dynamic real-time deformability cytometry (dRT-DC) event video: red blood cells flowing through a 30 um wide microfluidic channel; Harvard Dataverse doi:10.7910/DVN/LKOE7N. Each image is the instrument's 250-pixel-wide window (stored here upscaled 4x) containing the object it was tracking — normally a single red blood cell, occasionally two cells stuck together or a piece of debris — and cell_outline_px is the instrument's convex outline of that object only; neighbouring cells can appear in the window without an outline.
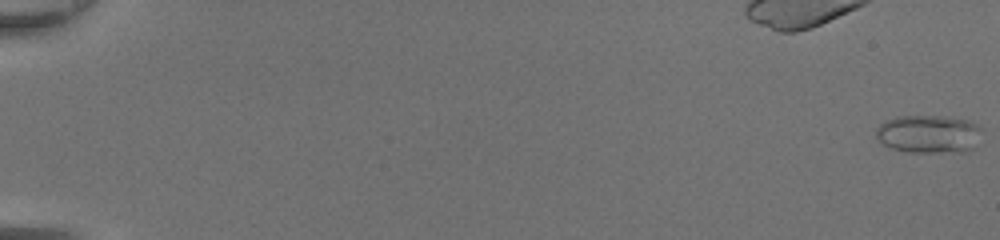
{"species": "common noctule bat (a hibernating species)", "species_latin": "Nyctalus noctula", "temperature_condition": "room temperature", "stored_images_in_passage": 49, "camera_frame_rate_fps": 3000, "um_per_image_px": 0.085, "animal": {"sex": "female", "body_mass_g": 20.0, "forearm_length_mm": 54.0}, "frame": {"image": 1, "passage_image": 1, "time_ms": 0.0, "image_size_px": [1000, 240], "cell_outline_px": [[980, 128], [976, 148], [964, 152], [908, 152], [892, 148], [884, 144], [876, 136], [876, 128], [880, 124], [896, 116], [940, 116], [968, 120], [976, 124]], "centroid_in_image_um": [78.95, 11.4], "position_along_channel_um": 6.1, "area_um2": 23.41}}
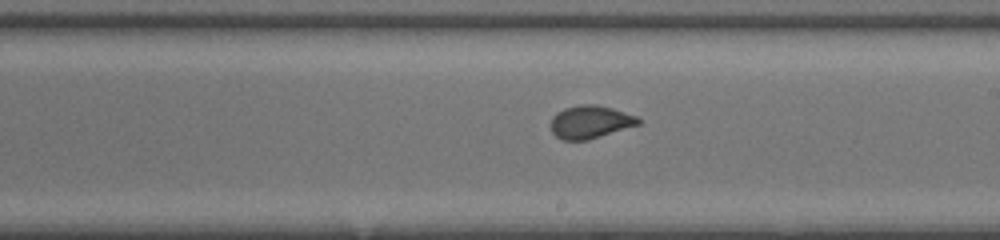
{"frame": {"image": 2, "passage_image": 32, "time_ms": 10.333, "image_size_px": [1000, 240], "cell_outline_px": [[640, 124], [588, 140], [560, 140], [552, 132], [552, 116], [556, 112], [564, 108], [580, 104], [596, 104], [612, 108], [636, 116], [640, 120]], "centroid_in_image_um": [50.15, 10.36], "position_along_channel_um": 238.9, "area_um2": 16.76}}
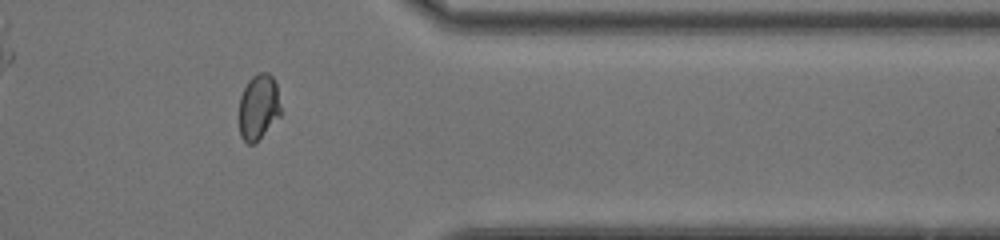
{"frame": {"image": 3, "passage_image": 43, "time_ms": 14.0, "image_size_px": [1000, 240], "cell_outline_px": [[284, 112], [256, 144], [248, 144], [240, 136], [240, 96], [248, 80], [252, 76], [260, 72], [268, 72], [272, 76], [276, 84]], "centroid_in_image_um": [22.02, 9.11], "position_along_channel_um": 389.4, "area_um2": 16.42}}